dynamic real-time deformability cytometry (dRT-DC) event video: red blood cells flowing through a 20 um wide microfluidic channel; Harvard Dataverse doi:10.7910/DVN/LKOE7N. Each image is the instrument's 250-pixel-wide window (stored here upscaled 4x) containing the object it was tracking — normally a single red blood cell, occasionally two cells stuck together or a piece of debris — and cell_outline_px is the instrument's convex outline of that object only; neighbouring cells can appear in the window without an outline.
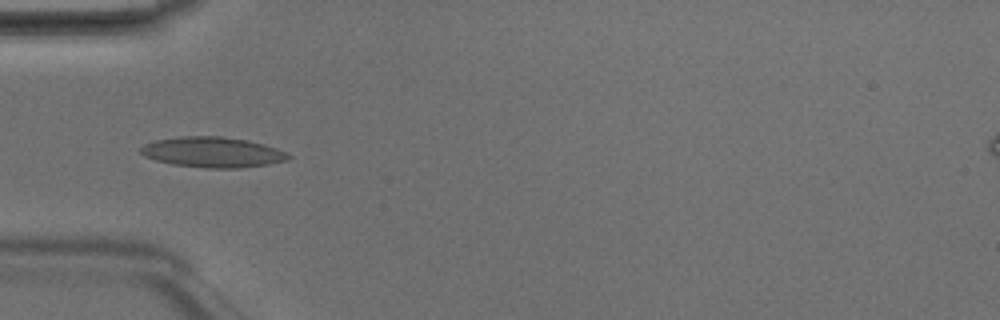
{"species": "Egyptian fruit bat (a non-hibernating species)", "species_latin": "Rousettus aegyptiacus", "temperature_condition": "room temperature", "stored_images_in_passage": 5, "camera_frame_rate_fps": 3000, "um_per_image_px": 0.085, "animal": {"sex": "male"}, "frame": {"image": 1, "passage_image": 5, "time_ms": 1.333, "image_size_px": [1000, 320], "cell_outline_px": [[292, 156], [288, 160], [268, 164], [240, 168], [204, 168], [172, 164], [156, 160], [144, 156], [140, 152], [140, 148], [144, 144], [156, 140], [180, 136], [220, 136], [248, 140], [264, 144], [288, 152]], "centroid_in_image_um": [18.09, 12.94], "position_along_channel_um": 66.9, "area_um2": 26.3}}